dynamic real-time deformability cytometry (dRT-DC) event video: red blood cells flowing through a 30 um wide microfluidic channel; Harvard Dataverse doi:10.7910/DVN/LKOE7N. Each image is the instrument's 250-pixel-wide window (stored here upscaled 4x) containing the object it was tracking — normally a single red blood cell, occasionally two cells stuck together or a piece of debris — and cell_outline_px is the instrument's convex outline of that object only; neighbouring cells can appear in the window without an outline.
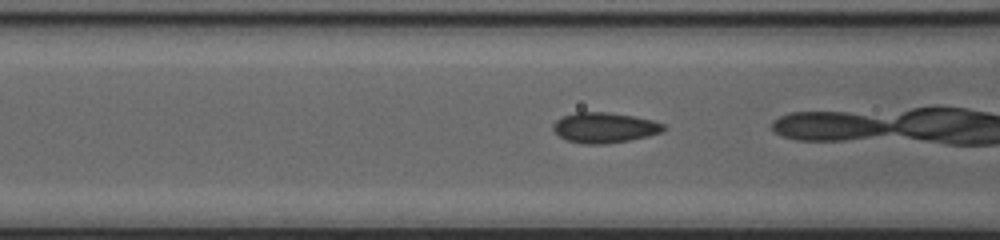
{"species": "common noctule bat (a hibernating species)", "species_latin": "Nyctalus noctula", "temperature_condition": "cold", "stored_images_in_passage": 21, "camera_frame_rate_fps": 3000, "um_per_image_px": 0.085, "animal": {"sex": "female", "body_mass_g": 20.0, "forearm_length_mm": 54.0}, "frame": {"image": 1, "passage_image": 19, "time_ms": 6.0, "image_size_px": [1000, 240], "cell_outline_px": [[668, 128], [660, 132], [648, 136], [628, 140], [604, 144], [584, 144], [568, 140], [560, 136], [552, 128], [552, 124], [556, 120], [564, 116], [576, 112], [608, 112], [632, 116], [652, 120], [664, 124]], "centroid_in_image_um": [51.38, 10.84], "position_along_channel_um": 115.2, "area_um2": 19.36}}